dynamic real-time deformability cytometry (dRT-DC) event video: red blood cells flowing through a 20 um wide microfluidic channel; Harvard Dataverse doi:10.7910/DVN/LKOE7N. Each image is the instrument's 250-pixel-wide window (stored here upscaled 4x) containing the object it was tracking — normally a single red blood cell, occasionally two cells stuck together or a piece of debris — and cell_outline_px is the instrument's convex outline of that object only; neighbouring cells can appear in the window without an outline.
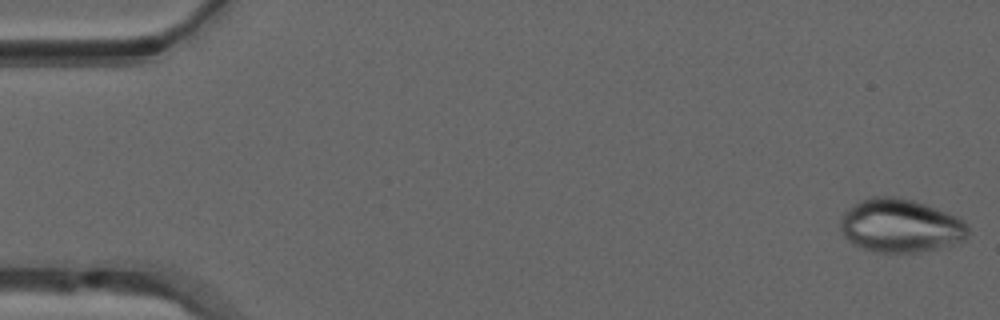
{"species": "common noctule bat (a hibernating species)", "species_latin": "Nyctalus noctula", "temperature_condition": "warm", "stored_images_in_passage": 47, "camera_frame_rate_fps": 3000, "um_per_image_px": 0.085, "animal": {"sex": "male", "forearm_length_mm": 52.5}, "frame": {"image": 1, "passage_image": 1, "time_ms": 0.0, "image_size_px": [1000, 320], "cell_outline_px": [[968, 236], [964, 240], [936, 248], [916, 252], [876, 252], [852, 244], [840, 232], [840, 216], [848, 208], [860, 200], [872, 196], [900, 196], [916, 200], [956, 216], [964, 220], [968, 224]], "centroid_in_image_um": [76.51, 19.16], "position_along_channel_um": 8.5, "area_um2": 40.06}}
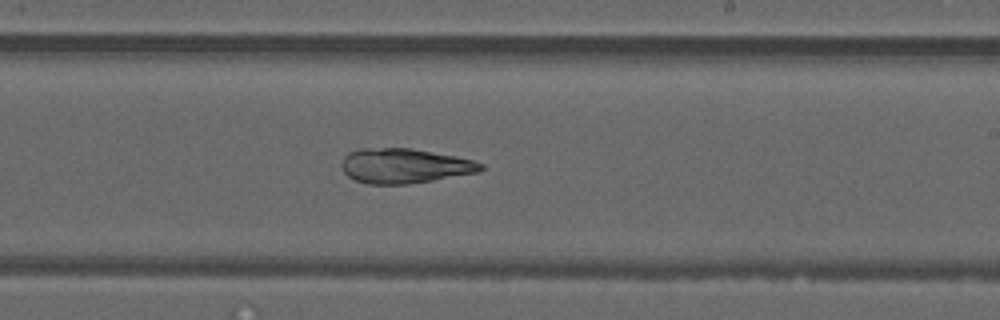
{"frame": {"image": 2, "passage_image": 30, "time_ms": 9.667, "image_size_px": [1000, 320], "cell_outline_px": [[484, 168], [480, 172], [408, 184], [368, 184], [356, 180], [348, 176], [344, 172], [340, 164], [344, 156], [348, 152], [360, 148], [412, 148], [456, 156], [472, 160], [484, 164]], "centroid_in_image_um": [34.37, 14.09], "position_along_channel_um": 254.6, "area_um2": 28.32}}
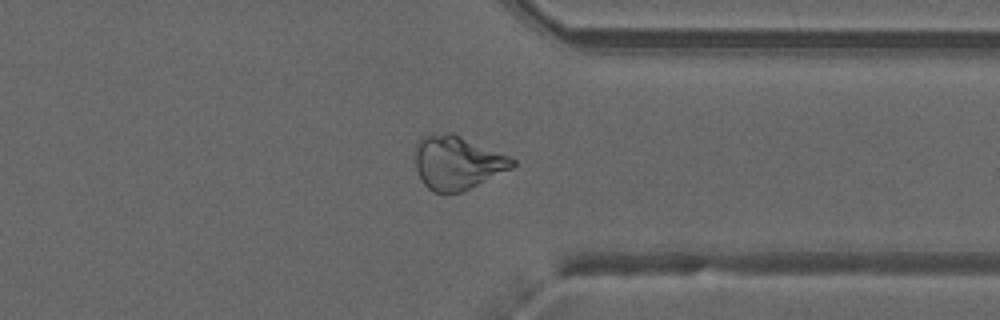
{"frame": {"image": 3, "passage_image": 39, "time_ms": 12.667, "image_size_px": [1000, 320], "cell_outline_px": [[516, 164], [512, 168], [460, 192], [432, 192], [424, 184], [416, 168], [416, 144], [420, 136], [448, 132], [452, 132], [508, 156], [516, 160]], "centroid_in_image_um": [38.84, 13.8], "position_along_channel_um": 372.6, "area_um2": 29.94}}